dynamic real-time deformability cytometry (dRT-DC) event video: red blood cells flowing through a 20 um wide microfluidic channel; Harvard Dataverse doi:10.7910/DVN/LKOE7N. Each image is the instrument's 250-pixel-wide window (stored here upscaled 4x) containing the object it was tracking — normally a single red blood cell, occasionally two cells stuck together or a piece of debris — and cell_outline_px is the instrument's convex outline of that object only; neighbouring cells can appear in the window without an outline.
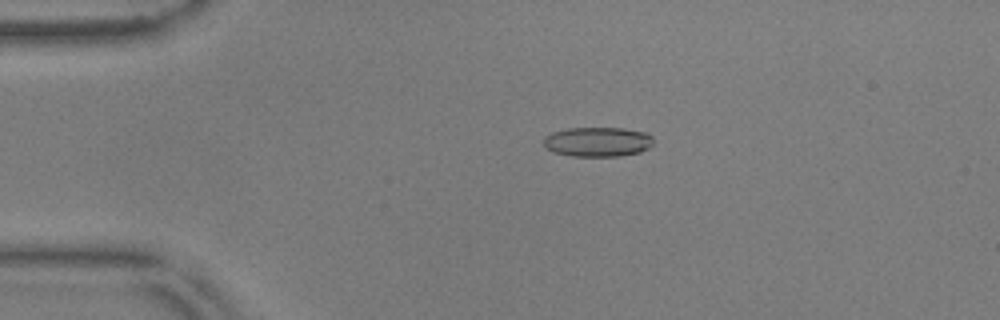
{"species": "common noctule bat (a hibernating species)", "species_latin": "Nyctalus noctula", "temperature_condition": "warm", "stored_images_in_passage": 55, "camera_frame_rate_fps": 3000, "um_per_image_px": 0.085, "animal": {"sex": "male", "body_mass_g": 17.9, "forearm_length_mm": 54.2}, "frame": {"image": 1, "passage_image": 12, "time_ms": 3.667, "image_size_px": [1000, 320], "cell_outline_px": [[652, 144], [648, 148], [640, 152], [620, 156], [572, 156], [552, 152], [544, 148], [544, 136], [552, 132], [568, 128], [624, 128], [644, 132], [652, 136]], "centroid_in_image_um": [50.77, 12.06], "position_along_channel_um": 34.2, "area_um2": 19.07}}
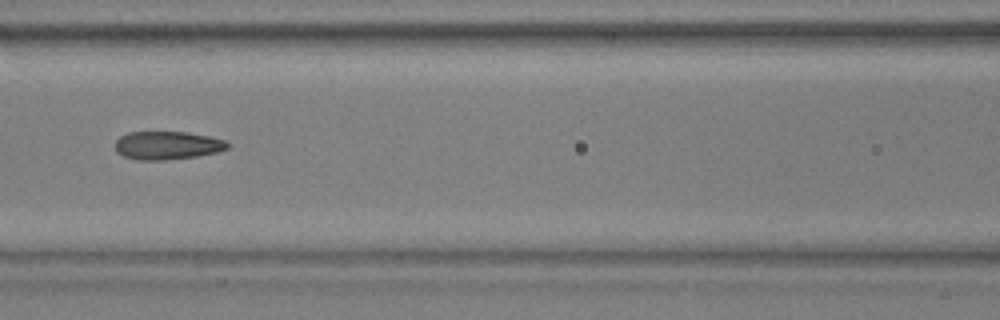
{"frame": {"image": 2, "passage_image": 25, "time_ms": 8.0, "image_size_px": [1000, 320], "cell_outline_px": [[228, 148], [216, 152], [196, 156], [164, 160], [140, 160], [124, 156], [116, 152], [116, 140], [120, 136], [128, 132], [188, 132], [208, 136], [224, 140], [228, 144]], "centroid_in_image_um": [14.19, 12.35], "position_along_channel_um": 152.4, "area_um2": 18.32}}
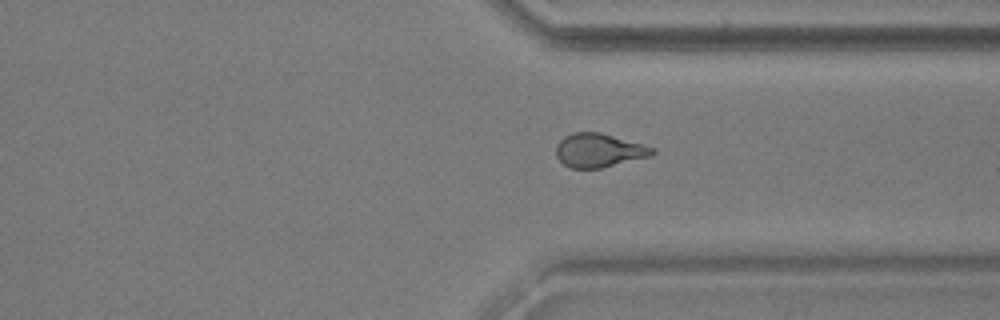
{"frame": {"image": 3, "passage_image": 42, "time_ms": 13.667, "image_size_px": [1000, 320], "cell_outline_px": [[656, 152], [652, 156], [600, 168], [572, 168], [564, 164], [556, 156], [556, 144], [564, 136], [572, 132], [600, 132], [644, 144], [656, 148]], "centroid_in_image_um": [50.93, 12.77], "position_along_channel_um": 360.5, "area_um2": 19.07}, "authors_computed_cell_mechanics": {"area_um2": 18.9006, "velocity_mm_per_s": 3.6749, "shape_relaxation_time_tau1_ms": 10.1914, "shape_relaxation_time_tau2_ms": 1.647, "deformation_change_tau1": 0.2743, "deformation_change_tau2": 0.0997}}